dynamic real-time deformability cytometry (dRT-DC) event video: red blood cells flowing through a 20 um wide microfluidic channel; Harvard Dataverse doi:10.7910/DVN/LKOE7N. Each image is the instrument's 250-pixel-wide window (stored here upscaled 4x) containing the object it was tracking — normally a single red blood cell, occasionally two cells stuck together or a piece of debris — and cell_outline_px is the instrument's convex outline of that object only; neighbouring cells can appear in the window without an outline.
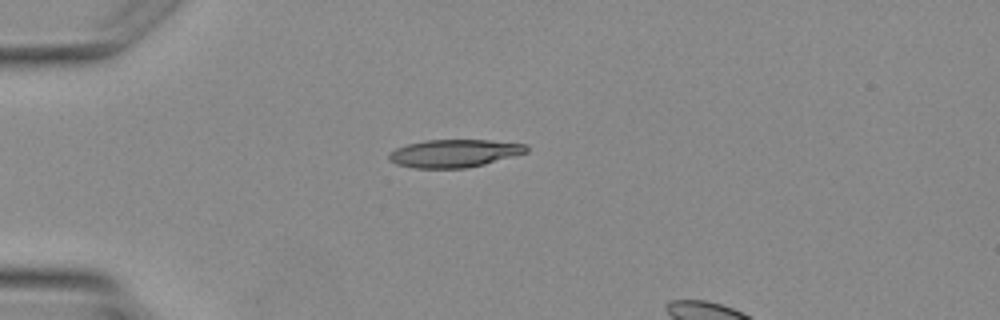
{"species": "Egyptian fruit bat (a non-hibernating species)", "species_latin": "Rousettus aegyptiacus", "temperature_condition": "warm", "stored_images_in_passage": 3, "camera_frame_rate_fps": 3000, "um_per_image_px": 0.085, "animal": {"sex": "female"}, "frame": {"image": 1, "passage_image": 3, "time_ms": 3.333, "image_size_px": [1000, 320], "cell_outline_px": [[528, 152], [484, 164], [468, 168], [412, 168], [396, 164], [388, 160], [388, 156], [396, 148], [408, 144], [424, 140], [488, 140], [528, 144]], "centroid_in_image_um": [38.62, 13.03], "position_along_channel_um": 46.4, "area_um2": 22.31}}